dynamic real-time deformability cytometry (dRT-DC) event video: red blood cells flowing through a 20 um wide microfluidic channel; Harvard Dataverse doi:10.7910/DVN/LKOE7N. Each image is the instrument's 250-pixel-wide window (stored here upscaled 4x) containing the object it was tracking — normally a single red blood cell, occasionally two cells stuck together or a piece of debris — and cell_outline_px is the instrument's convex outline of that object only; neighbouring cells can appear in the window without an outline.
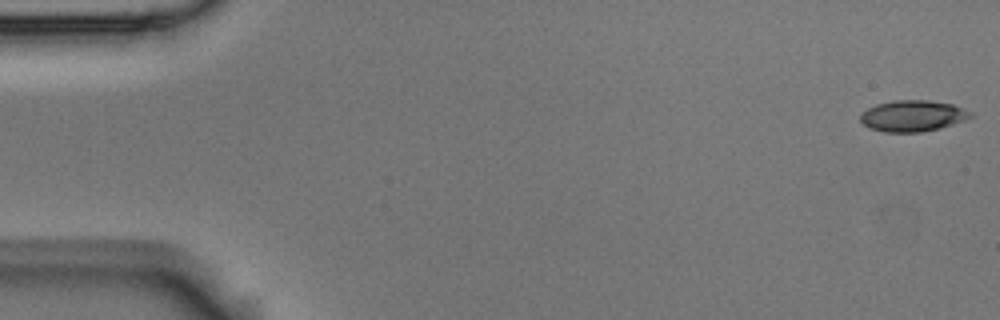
{"species": "Egyptian fruit bat (a non-hibernating species)", "species_latin": "Rousettus aegyptiacus", "temperature_condition": "room temperature", "stored_images_in_passage": 5, "camera_frame_rate_fps": 3000, "um_per_image_px": 0.085, "animal": {"sex": "male"}, "frame": {"image": 1, "passage_image": 1, "time_ms": 0.0, "image_size_px": [1000, 320], "cell_outline_px": [[972, 116], [964, 120], [940, 128], [920, 132], [884, 132], [868, 128], [860, 120], [860, 116], [868, 108], [876, 104], [892, 100], [928, 100], [952, 104], [972, 112]], "centroid_in_image_um": [77.56, 9.85], "position_along_channel_um": 7.4, "area_um2": 19.94}}
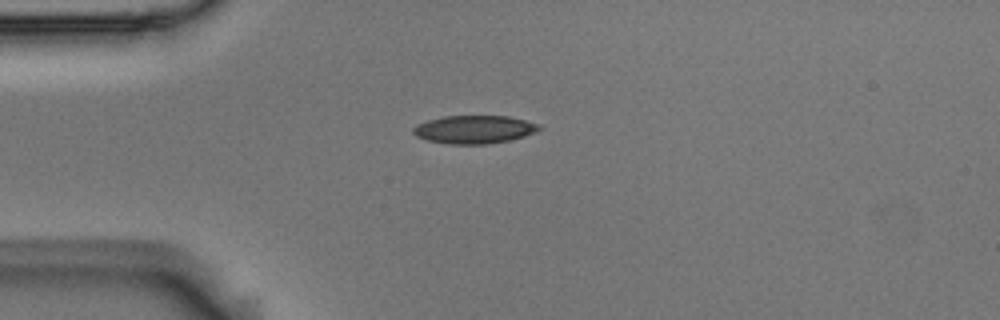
{"frame": {"image": 2, "passage_image": 4, "time_ms": 1.0, "image_size_px": [1000, 320], "cell_outline_px": [[540, 128], [524, 136], [508, 140], [484, 144], [448, 144], [428, 140], [416, 136], [412, 132], [412, 128], [416, 124], [428, 120], [444, 116], [508, 116], [540, 124]], "centroid_in_image_um": [40.25, 11.0], "position_along_channel_um": 44.7, "area_um2": 20.4}}